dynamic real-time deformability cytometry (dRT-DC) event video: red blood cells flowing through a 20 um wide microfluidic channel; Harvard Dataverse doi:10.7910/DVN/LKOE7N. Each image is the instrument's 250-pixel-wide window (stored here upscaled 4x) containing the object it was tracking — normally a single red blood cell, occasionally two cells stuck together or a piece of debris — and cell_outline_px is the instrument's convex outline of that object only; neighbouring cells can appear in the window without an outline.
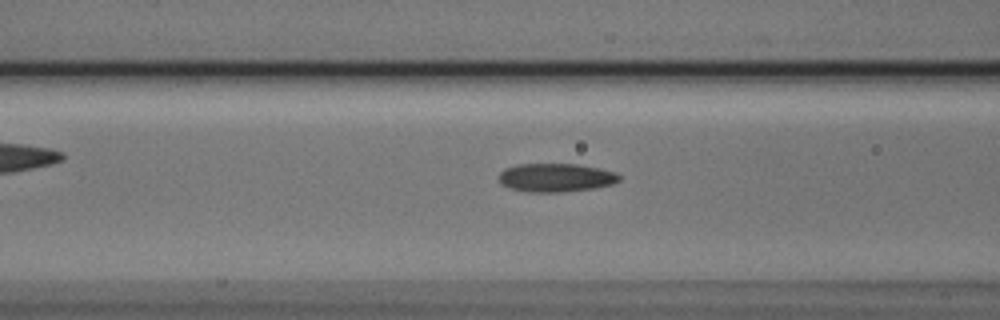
{"species": "Egyptian fruit bat (a non-hibernating species)", "species_latin": "Rousettus aegyptiacus", "temperature_condition": "cold", "stored_images_in_passage": 38, "segment_of_instrument_passage": [1, 2], "camera_frame_rate_fps": 3000, "um_per_image_px": 0.085, "animal": {"sex": "male"}, "frame": {"image": 1, "passage_image": 5, "time_ms": 1.333, "image_size_px": [1000, 320], "cell_outline_px": [[620, 180], [612, 184], [592, 188], [560, 192], [528, 192], [508, 188], [500, 184], [500, 172], [504, 168], [520, 164], [576, 164], [600, 168], [616, 172], [620, 176]], "centroid_in_image_um": [47.23, 15.09], "position_along_channel_um": 119.4, "area_um2": 20.0}}
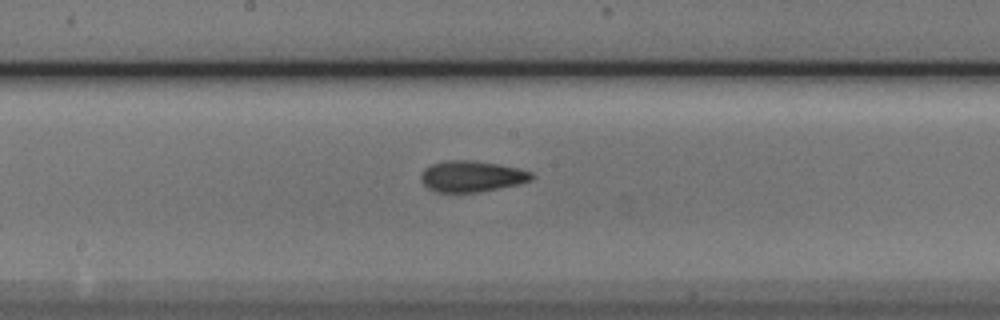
{"frame": {"image": 2, "passage_image": 12, "time_ms": 3.667, "image_size_px": [1000, 320], "cell_outline_px": [[536, 176], [532, 180], [516, 184], [476, 192], [436, 192], [428, 188], [420, 180], [420, 176], [424, 168], [432, 164], [448, 160], [472, 160], [500, 164], [532, 172]], "centroid_in_image_um": [40.07, 14.98], "position_along_channel_um": 208.1, "area_um2": 19.94}}
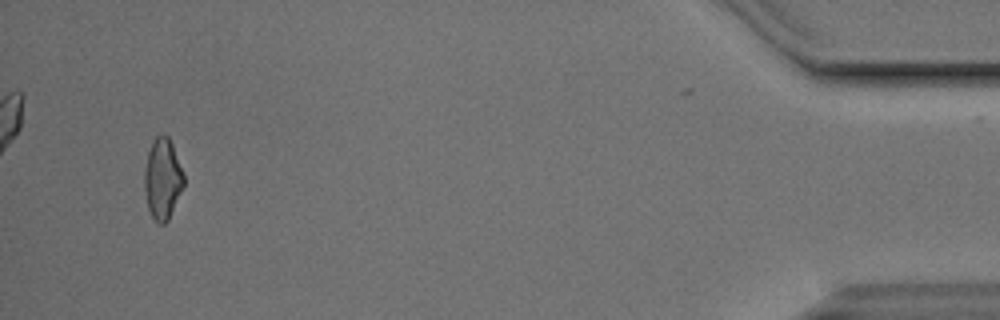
{"frame": {"image": 3, "passage_image": 35, "time_ms": 11.333, "image_size_px": [1000, 320], "cell_outline_px": [[184, 184], [168, 220], [164, 224], [160, 224], [152, 216], [148, 208], [144, 188], [144, 172], [148, 152], [156, 136], [168, 136], [172, 144], [184, 172]], "centroid_in_image_um": [13.82, 15.21], "position_along_channel_um": 421.4, "area_um2": 18.26}}